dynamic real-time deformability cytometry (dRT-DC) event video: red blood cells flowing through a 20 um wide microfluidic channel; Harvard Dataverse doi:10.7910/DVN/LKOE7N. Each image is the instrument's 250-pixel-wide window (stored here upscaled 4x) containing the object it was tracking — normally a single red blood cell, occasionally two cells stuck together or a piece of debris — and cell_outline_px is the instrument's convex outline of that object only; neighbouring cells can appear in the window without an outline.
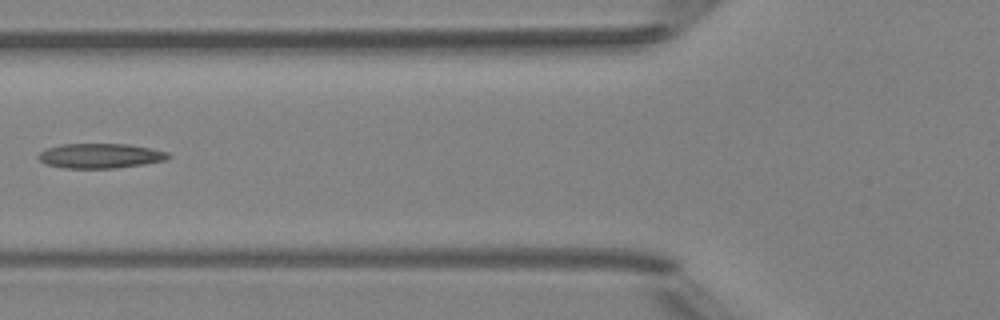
{"species": "Egyptian fruit bat (a non-hibernating species)", "species_latin": "Rousettus aegyptiacus", "temperature_condition": "room temperature", "stored_images_in_passage": 6, "camera_frame_rate_fps": 3000, "um_per_image_px": 0.085, "animal": {"sex": "female"}, "frame": {"image": 1, "passage_image": 5, "time_ms": 4.667, "image_size_px": [1000, 320], "cell_outline_px": [[172, 156], [164, 160], [144, 164], [116, 168], [64, 168], [44, 164], [36, 156], [40, 152], [48, 148], [60, 144], [128, 144], [168, 152]], "centroid_in_image_um": [8.49, 13.25], "position_along_channel_um": 117.3, "area_um2": 18.73}}
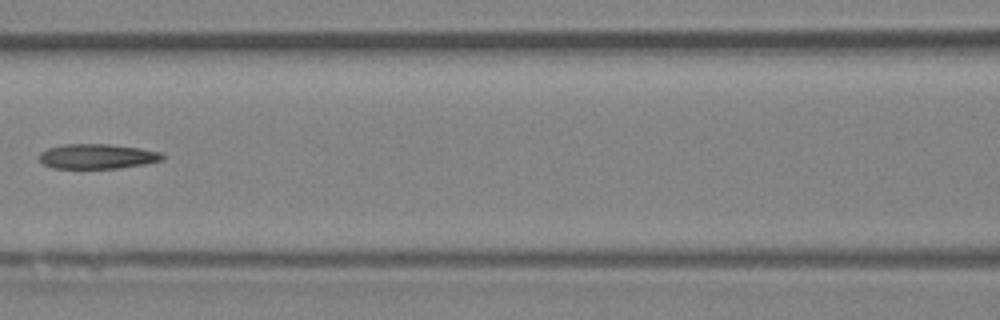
{"frame": {"image": 2, "passage_image": 6, "time_ms": 5.667, "image_size_px": [1000, 320], "cell_outline_px": [[164, 160], [144, 164], [120, 168], [52, 168], [44, 164], [40, 160], [40, 152], [48, 148], [64, 144], [108, 144], [140, 148], [160, 152], [164, 156]], "centroid_in_image_um": [8.28, 13.29], "position_along_channel_um": 158.3, "area_um2": 17.8}}